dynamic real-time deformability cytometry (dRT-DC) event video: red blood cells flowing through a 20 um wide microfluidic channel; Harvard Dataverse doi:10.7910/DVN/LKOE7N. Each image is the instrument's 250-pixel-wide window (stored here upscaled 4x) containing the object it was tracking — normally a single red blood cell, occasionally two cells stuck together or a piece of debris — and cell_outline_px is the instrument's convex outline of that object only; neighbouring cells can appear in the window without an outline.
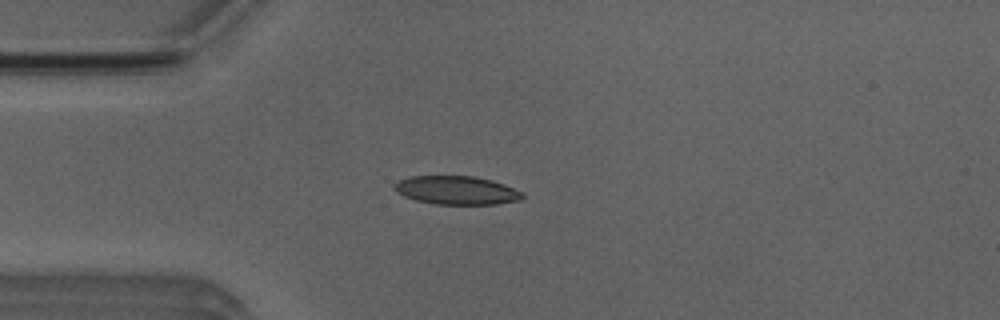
{"species": "Egyptian fruit bat (a non-hibernating species)", "species_latin": "Rousettus aegyptiacus", "temperature_condition": "room temperature", "stored_images_in_passage": 52, "camera_frame_rate_fps": 3000, "um_per_image_px": 0.085, "animal": {"sex": "male"}, "frame": {"image": 1, "passage_image": 12, "time_ms": 3.667, "image_size_px": [1000, 320], "cell_outline_px": [[524, 196], [520, 200], [496, 204], [436, 204], [416, 200], [404, 196], [396, 192], [392, 188], [392, 184], [408, 176], [476, 176], [492, 180], [504, 184], [524, 192]], "centroid_in_image_um": [38.8, 16.16], "position_along_channel_um": 46.2, "area_um2": 21.44}}
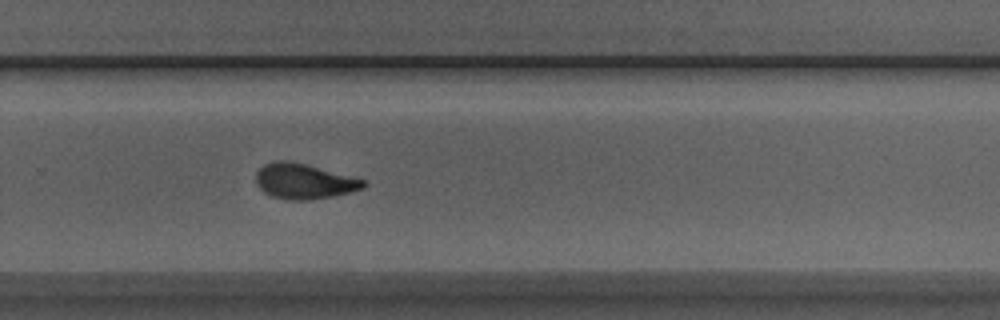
{"frame": {"image": 2, "passage_image": 33, "time_ms": 10.667, "image_size_px": [1000, 320], "cell_outline_px": [[368, 184], [364, 188], [352, 192], [332, 196], [308, 200], [288, 200], [272, 196], [264, 192], [256, 184], [256, 172], [264, 164], [276, 160], [288, 160], [368, 180]], "centroid_in_image_um": [25.87, 15.41], "position_along_channel_um": 303.9, "area_um2": 22.2}}
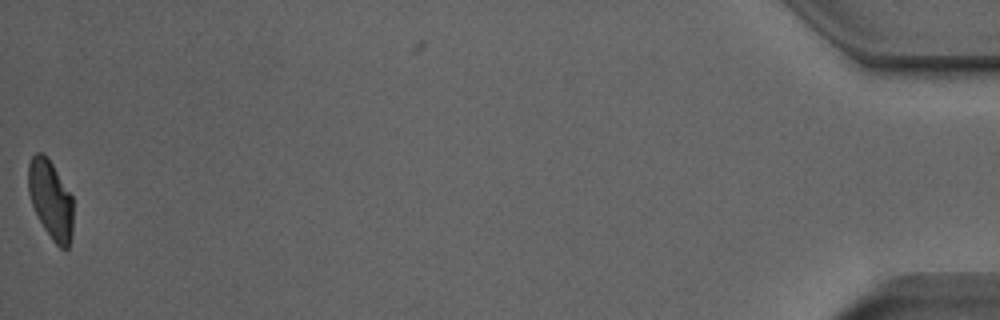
{"frame": {"image": 3, "passage_image": 51, "time_ms": 16.667, "image_size_px": [1000, 320], "cell_outline_px": [[72, 236], [68, 248], [60, 248], [52, 240], [44, 228], [32, 204], [28, 192], [28, 164], [32, 156], [36, 152], [40, 152], [48, 156], [72, 196]], "centroid_in_image_um": [4.3, 16.94], "position_along_channel_um": 430.9, "area_um2": 20.52}, "authors_computed_cell_mechanics": {"area_um2": 21.4149, "velocity_mm_per_s": 3.8821, "shape_relaxation_time_tau1_ms": 7.1954, "shape_relaxation_time_tau2_ms": 1.5587, "deformation_change_tau1": 0.2018, "deformation_change_tau2": 0.0829}}